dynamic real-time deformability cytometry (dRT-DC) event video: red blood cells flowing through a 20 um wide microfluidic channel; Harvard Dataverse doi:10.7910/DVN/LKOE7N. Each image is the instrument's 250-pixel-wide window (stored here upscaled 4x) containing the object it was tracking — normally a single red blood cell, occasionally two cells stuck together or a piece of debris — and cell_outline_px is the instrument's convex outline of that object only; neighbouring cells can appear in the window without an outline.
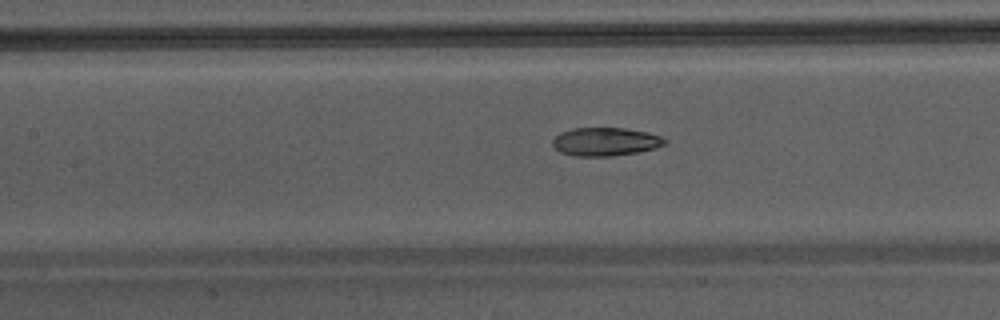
{"species": "Egyptian fruit bat (a non-hibernating species)", "species_latin": "Rousettus aegyptiacus", "temperature_condition": "warm", "stored_images_in_passage": 32, "camera_frame_rate_fps": 3000, "um_per_image_px": 0.085, "animal": {"sex": "male"}, "frame": {"image": 1, "passage_image": 10, "time_ms": 3.0, "image_size_px": [1000, 320], "cell_outline_px": [[668, 144], [656, 148], [636, 152], [612, 156], [576, 156], [560, 152], [552, 144], [552, 140], [560, 132], [572, 128], [624, 128], [644, 132], [660, 136], [668, 140]], "centroid_in_image_um": [51.46, 12.04], "position_along_channel_um": 155.9, "area_um2": 18.5}}
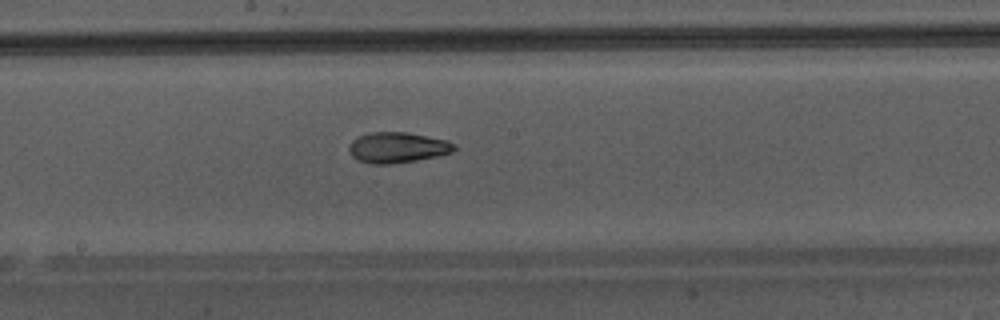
{"frame": {"image": 2, "passage_image": 14, "time_ms": 4.333, "image_size_px": [1000, 320], "cell_outline_px": [[456, 148], [452, 152], [436, 156], [416, 160], [392, 164], [368, 164], [356, 160], [352, 156], [348, 148], [348, 144], [356, 136], [368, 132], [408, 132], [448, 140], [456, 144]], "centroid_in_image_um": [33.74, 12.53], "position_along_channel_um": 214.5, "area_um2": 19.13}}